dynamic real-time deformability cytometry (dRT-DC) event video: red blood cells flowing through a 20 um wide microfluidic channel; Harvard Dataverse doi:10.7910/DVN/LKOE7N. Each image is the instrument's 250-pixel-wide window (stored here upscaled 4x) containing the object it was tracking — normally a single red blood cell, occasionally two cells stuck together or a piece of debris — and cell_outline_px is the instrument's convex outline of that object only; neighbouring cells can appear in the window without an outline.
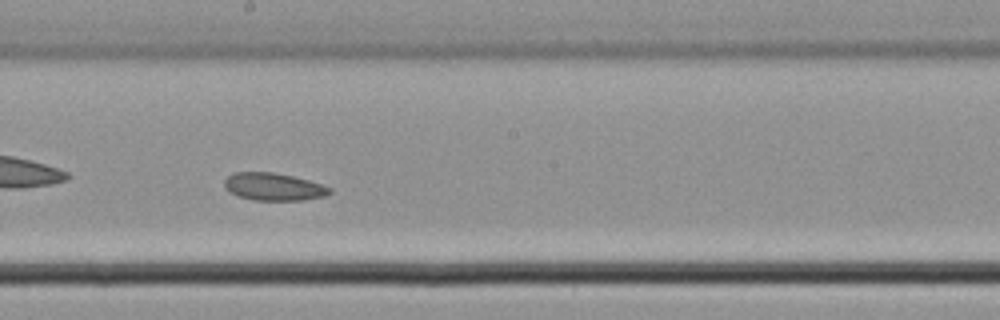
{"species": "common noctule bat (a hibernating species)", "species_latin": "Nyctalus noctula", "temperature_condition": "cold", "stored_images_in_passage": 40, "camera_frame_rate_fps": 3000, "um_per_image_px": 0.085, "animal": {"sex": "male", "body_mass_g": 21.5, "forearm_length_mm": 52.0}, "frame": {"image": 1, "passage_image": 23, "time_ms": 7.333, "image_size_px": [1000, 320], "cell_outline_px": [[332, 192], [324, 196], [304, 200], [252, 200], [236, 196], [228, 192], [224, 188], [224, 180], [228, 176], [236, 172], [272, 172], [292, 176], [308, 180], [332, 188]], "centroid_in_image_um": [23.22, 15.88], "position_along_channel_um": 225.0, "area_um2": 16.99}}